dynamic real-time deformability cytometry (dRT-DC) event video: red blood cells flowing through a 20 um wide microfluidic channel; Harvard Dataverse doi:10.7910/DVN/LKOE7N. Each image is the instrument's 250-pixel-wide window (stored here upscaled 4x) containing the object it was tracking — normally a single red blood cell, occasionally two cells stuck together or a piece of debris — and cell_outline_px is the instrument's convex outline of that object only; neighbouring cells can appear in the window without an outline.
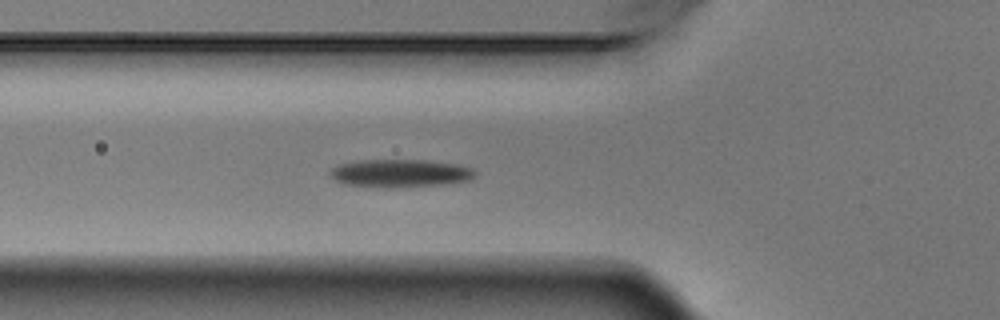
{"species": "Egyptian fruit bat (a non-hibernating species)", "species_latin": "Rousettus aegyptiacus", "temperature_condition": "warm", "stored_images_in_passage": 4, "camera_frame_rate_fps": 3000, "um_per_image_px": 0.085, "animal": {"sex": "male"}, "frame": {"image": 1, "passage_image": 4, "time_ms": 1.0, "image_size_px": [1000, 320], "cell_outline_px": [[476, 176], [472, 180], [444, 184], [388, 188], [380, 188], [344, 184], [328, 176], [328, 172], [332, 168], [340, 164], [360, 160], [428, 160], [460, 164], [472, 168], [476, 172]], "centroid_in_image_um": [34.03, 14.73], "position_along_channel_um": 91.8, "area_um2": 23.99}}